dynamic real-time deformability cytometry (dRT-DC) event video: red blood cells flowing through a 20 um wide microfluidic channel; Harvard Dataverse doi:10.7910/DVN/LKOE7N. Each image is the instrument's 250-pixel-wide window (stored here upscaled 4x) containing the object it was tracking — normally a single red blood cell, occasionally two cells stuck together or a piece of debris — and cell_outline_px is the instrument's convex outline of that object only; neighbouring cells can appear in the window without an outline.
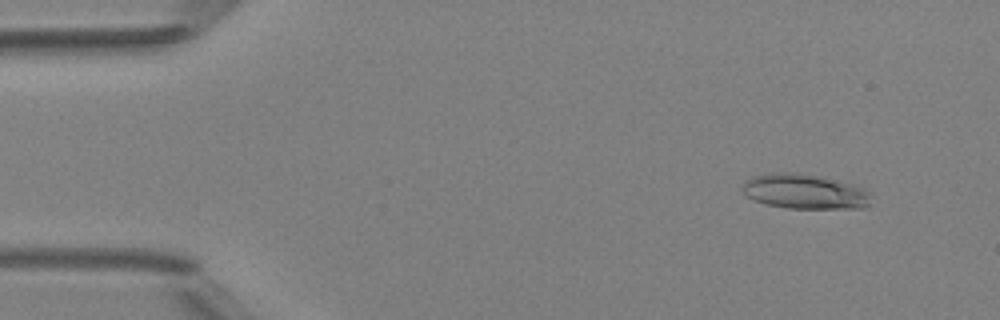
{"species": "Egyptian fruit bat (a non-hibernating species)", "species_latin": "Rousettus aegyptiacus", "temperature_condition": "room temperature", "stored_images_in_passage": 4, "camera_frame_rate_fps": 3000, "um_per_image_px": 0.085, "animal": {"sex": "female"}, "frame": {"image": 1, "passage_image": 2, "time_ms": 1.333, "image_size_px": [1000, 320], "cell_outline_px": [[868, 204], [864, 208], [788, 208], [768, 204], [756, 200], [748, 196], [740, 188], [744, 180], [752, 176], [772, 172], [800, 172], [840, 180], [864, 188], [868, 192]], "centroid_in_image_um": [68.36, 16.25], "position_along_channel_um": 16.6, "area_um2": 26.18}}